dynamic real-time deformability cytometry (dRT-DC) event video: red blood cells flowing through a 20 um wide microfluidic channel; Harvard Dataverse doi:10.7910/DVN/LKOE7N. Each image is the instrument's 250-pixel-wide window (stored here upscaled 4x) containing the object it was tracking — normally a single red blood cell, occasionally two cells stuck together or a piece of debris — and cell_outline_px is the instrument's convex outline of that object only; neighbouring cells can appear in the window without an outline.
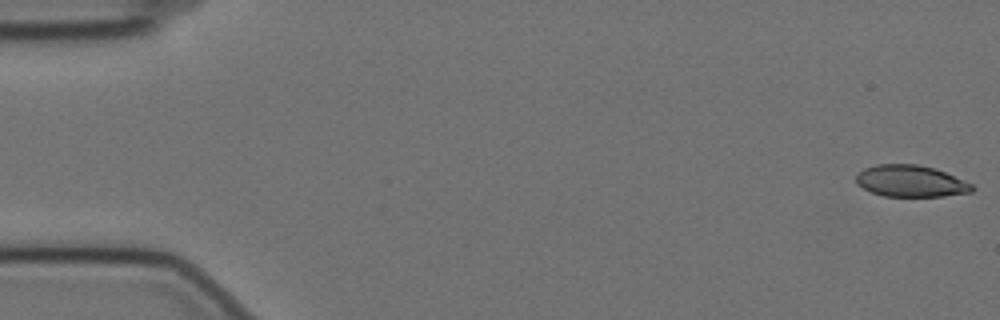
{"species": "Egyptian fruit bat (a non-hibernating species)", "species_latin": "Rousettus aegyptiacus", "temperature_condition": "cold", "stored_images_in_passage": 58, "camera_frame_rate_fps": 3000, "um_per_image_px": 0.085, "animal": {"sex": "female"}, "frame": {"image": 1, "passage_image": 1, "time_ms": 0.0, "image_size_px": [1000, 320], "cell_outline_px": [[972, 192], [944, 196], [884, 196], [872, 192], [856, 184], [856, 176], [864, 168], [876, 164], [916, 164], [932, 168], [944, 172], [972, 184]], "centroid_in_image_um": [77.37, 15.39], "position_along_channel_um": 7.6, "area_um2": 21.1}}
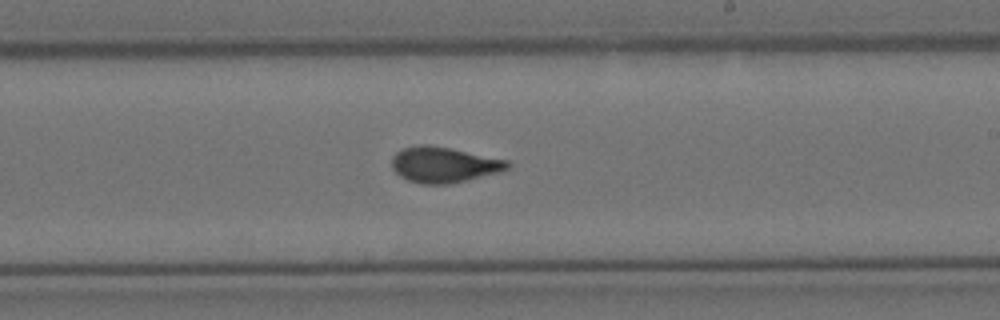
{"frame": {"image": 2, "passage_image": 34, "time_ms": 11.0, "image_size_px": [1000, 320], "cell_outline_px": [[512, 164], [508, 168], [496, 172], [448, 184], [420, 184], [408, 180], [400, 176], [392, 168], [392, 156], [396, 152], [404, 148], [420, 144], [428, 144], [452, 148], [508, 160]], "centroid_in_image_um": [37.69, 13.98], "position_along_channel_um": 251.3, "area_um2": 23.87}}
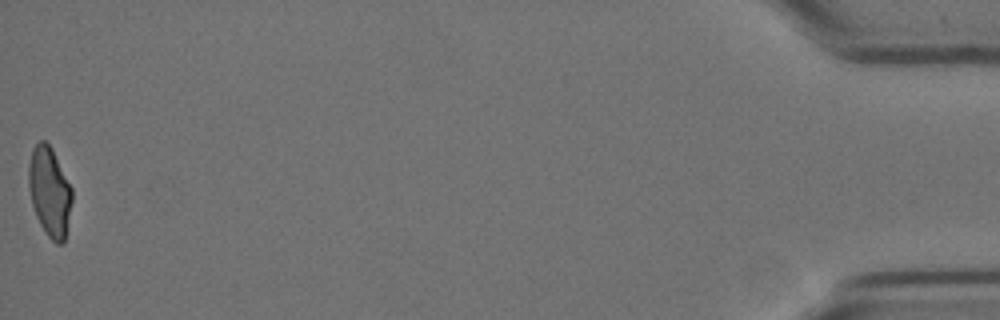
{"frame": {"image": 3, "passage_image": 58, "time_ms": 19.0, "image_size_px": [1000, 320], "cell_outline_px": [[72, 200], [64, 244], [56, 244], [48, 236], [40, 224], [36, 216], [32, 204], [28, 184], [28, 168], [32, 148], [40, 140], [44, 140], [52, 148], [72, 188]], "centroid_in_image_um": [4.21, 16.3], "position_along_channel_um": 431.0, "area_um2": 22.6}, "authors_computed_cell_mechanics": {"area_um2": 23.2356, "velocity_mm_per_s": 3.483, "shape_relaxation_time_tau1_ms": 6.1864, "shape_relaxation_time_tau2_ms": 0.9428, "deformation_change_tau1": 0.1812, "deformation_change_tau2": 0.0678}}